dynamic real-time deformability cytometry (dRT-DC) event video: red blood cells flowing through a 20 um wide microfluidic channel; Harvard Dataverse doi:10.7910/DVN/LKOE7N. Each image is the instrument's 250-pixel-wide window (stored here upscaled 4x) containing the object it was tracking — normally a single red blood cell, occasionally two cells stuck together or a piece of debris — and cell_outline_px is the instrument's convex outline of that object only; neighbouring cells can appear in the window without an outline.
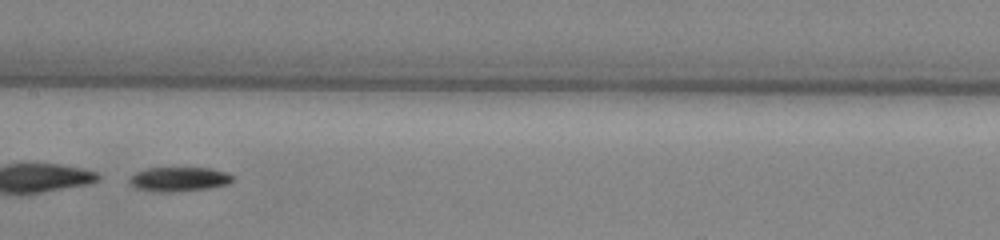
{"species": "common noctule bat (a hibernating species)", "species_latin": "Nyctalus noctula", "temperature_condition": "warm", "stored_images_in_passage": 53, "segment_of_instrument_passage": [2, 2], "camera_frame_rate_fps": 3000, "um_per_image_px": 0.085, "animal": {"sex": "male", "body_mass_g": 13.0, "forearm_length_mm": 53.1}, "frame": {"image": 1, "passage_image": 27, "time_ms": 8.667, "image_size_px": [1000, 240], "cell_outline_px": [[232, 180], [228, 184], [208, 188], [172, 192], [152, 192], [136, 188], [128, 180], [136, 172], [148, 168], [212, 168], [228, 172], [232, 176]], "centroid_in_image_um": [15.22, 15.23], "position_along_channel_um": 192.2, "area_um2": 14.62}}